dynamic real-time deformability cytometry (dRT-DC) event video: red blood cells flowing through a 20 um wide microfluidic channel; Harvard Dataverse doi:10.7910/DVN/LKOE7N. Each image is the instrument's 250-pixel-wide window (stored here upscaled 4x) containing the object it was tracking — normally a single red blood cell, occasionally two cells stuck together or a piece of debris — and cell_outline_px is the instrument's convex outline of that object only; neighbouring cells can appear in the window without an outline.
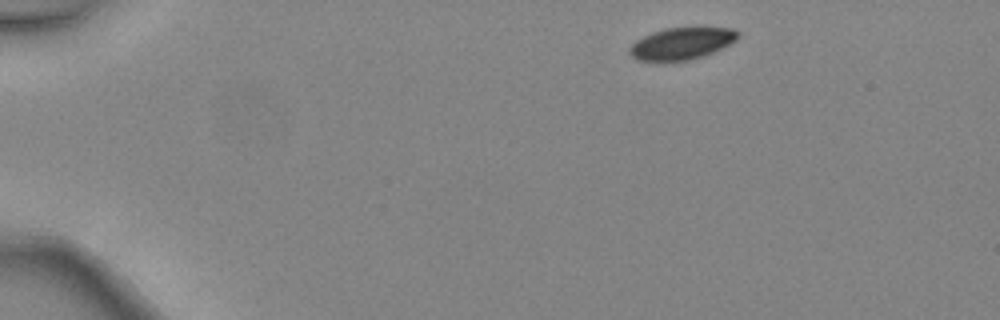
{"species": "common noctule bat (a hibernating species)", "species_latin": "Nyctalus noctula", "temperature_condition": "warm", "stored_images_in_passage": 2, "segment_of_instrument_passage": [1, 2], "camera_frame_rate_fps": 3000, "um_per_image_px": 0.085, "animal": {"sex": "female", "body_mass_g": 24.6, "forearm_length_mm": 56.2}, "frame": {"image": 1, "passage_image": 1, "time_ms": 0.0, "image_size_px": [1000, 320], "cell_outline_px": [[740, 36], [736, 40], [704, 56], [688, 60], [664, 64], [636, 60], [628, 52], [628, 48], [636, 40], [652, 32], [668, 28], [732, 28], [740, 32]], "centroid_in_image_um": [57.87, 3.75], "position_along_channel_um": 27.1, "area_um2": 20.58}}